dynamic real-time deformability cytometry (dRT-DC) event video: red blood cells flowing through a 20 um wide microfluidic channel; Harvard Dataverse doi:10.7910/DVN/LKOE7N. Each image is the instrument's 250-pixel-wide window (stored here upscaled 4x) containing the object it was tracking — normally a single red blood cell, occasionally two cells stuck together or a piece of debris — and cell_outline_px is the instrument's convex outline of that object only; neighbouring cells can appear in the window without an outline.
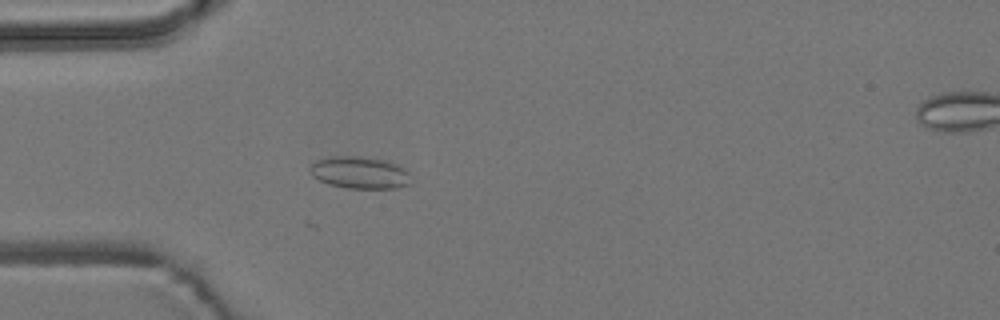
{"species": "common noctule bat (a hibernating species)", "species_latin": "Nyctalus noctula", "temperature_condition": "room temperature", "stored_images_in_passage": 5, "camera_frame_rate_fps": 3000, "um_per_image_px": 0.085, "animal": {"sex": "male", "body_mass_g": 19.2, "forearm_length_mm": 51.8}, "frame": {"image": 1, "passage_image": 4, "time_ms": 1.0, "image_size_px": [1000, 320], "cell_outline_px": [[412, 184], [396, 188], [344, 188], [328, 184], [312, 176], [308, 168], [316, 160], [332, 156], [360, 156], [384, 160], [396, 164], [404, 168], [408, 172]], "centroid_in_image_um": [30.57, 14.68], "position_along_channel_um": 54.4, "area_um2": 19.02}}